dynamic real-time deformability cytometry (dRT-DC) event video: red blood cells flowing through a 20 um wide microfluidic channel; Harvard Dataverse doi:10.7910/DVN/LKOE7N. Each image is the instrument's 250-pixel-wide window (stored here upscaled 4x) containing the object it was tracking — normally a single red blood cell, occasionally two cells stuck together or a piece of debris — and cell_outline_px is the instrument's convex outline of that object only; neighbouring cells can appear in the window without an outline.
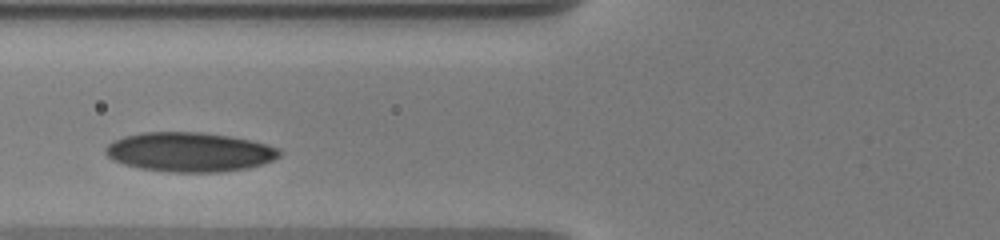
{"species": "human", "species_latin": "Homo sapiens", "temperature_condition": "warm", "stored_images_in_passage": 5, "camera_frame_rate_fps": 3000, "um_per_image_px": 0.085, "donor": {"sex": "male"}, "frame": {"image": 1, "passage_image": 4, "time_ms": 2.0, "image_size_px": [1000, 240], "cell_outline_px": [[280, 156], [272, 160], [248, 168], [220, 172], [168, 172], [140, 168], [124, 164], [112, 160], [104, 152], [104, 148], [112, 140], [124, 136], [144, 132], [200, 132], [228, 136], [248, 140], [280, 148]], "centroid_in_image_um": [16.06, 12.92], "position_along_channel_um": 109.7, "area_um2": 39.82}}